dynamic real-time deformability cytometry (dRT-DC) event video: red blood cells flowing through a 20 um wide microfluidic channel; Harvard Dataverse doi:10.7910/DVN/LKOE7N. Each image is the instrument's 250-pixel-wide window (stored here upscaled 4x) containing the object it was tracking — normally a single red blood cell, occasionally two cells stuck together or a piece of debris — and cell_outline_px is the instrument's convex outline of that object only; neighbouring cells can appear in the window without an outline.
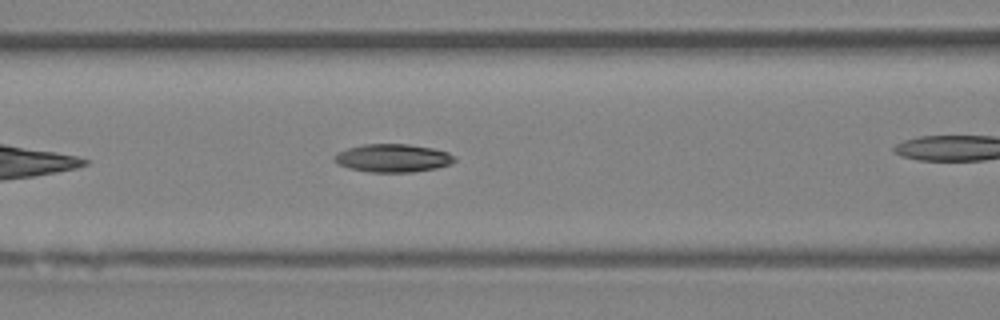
{"species": "Egyptian fruit bat (a non-hibernating species)", "species_latin": "Rousettus aegyptiacus", "temperature_condition": "room temperature", "stored_images_in_passage": 27, "camera_frame_rate_fps": 3000, "um_per_image_px": 0.085, "animal": {"sex": "female"}, "frame": {"image": 1, "passage_image": 8, "time_ms": 2.333, "image_size_px": [1000, 320], "cell_outline_px": [[456, 160], [448, 164], [436, 168], [412, 172], [368, 172], [348, 168], [332, 160], [332, 156], [348, 148], [364, 144], [408, 144], [432, 148], [448, 152], [456, 156]], "centroid_in_image_um": [33.39, 13.44], "position_along_channel_um": 133.2, "area_um2": 19.65}}
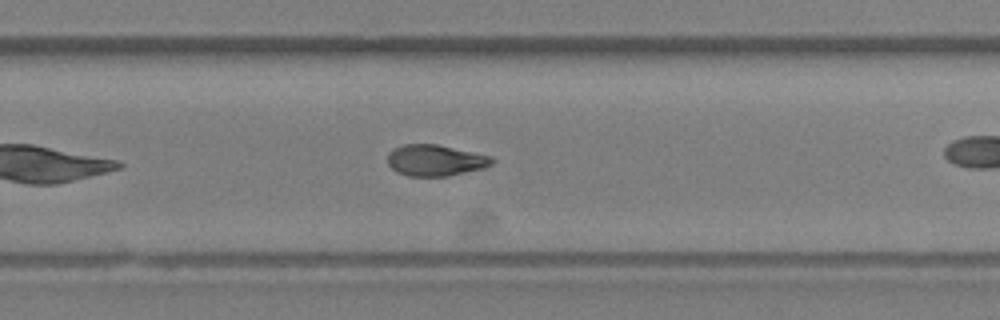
{"frame": {"image": 2, "passage_image": 20, "time_ms": 6.333, "image_size_px": [1000, 320], "cell_outline_px": [[496, 160], [492, 164], [484, 168], [448, 176], [408, 176], [396, 172], [388, 164], [388, 152], [392, 148], [404, 144], [436, 144], [492, 156]], "centroid_in_image_um": [37.0, 13.63], "position_along_channel_um": 292.8, "area_um2": 19.13}}